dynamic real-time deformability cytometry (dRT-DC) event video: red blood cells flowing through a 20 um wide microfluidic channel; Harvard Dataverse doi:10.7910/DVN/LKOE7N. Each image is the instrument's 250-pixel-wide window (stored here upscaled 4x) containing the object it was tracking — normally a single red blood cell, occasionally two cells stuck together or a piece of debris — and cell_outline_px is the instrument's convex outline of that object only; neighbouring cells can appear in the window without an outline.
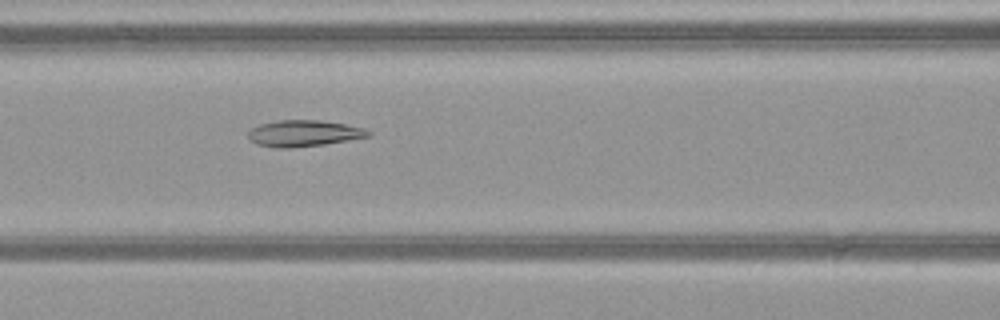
{"species": "common noctule bat (a hibernating species)", "species_latin": "Nyctalus noctula", "temperature_condition": "warm", "stored_images_in_passage": 38, "camera_frame_rate_fps": 3000, "um_per_image_px": 0.085, "animal": {"sex": "female", "body_mass_g": 21.9}, "frame": {"image": 1, "passage_image": 11, "time_ms": 3.333, "image_size_px": [1000, 320], "cell_outline_px": [[372, 132], [368, 136], [348, 140], [324, 144], [292, 148], [272, 148], [256, 144], [248, 136], [248, 132], [252, 128], [260, 124], [280, 120], [320, 120], [344, 124], [364, 128]], "centroid_in_image_um": [25.8, 11.34], "position_along_channel_um": 140.8, "area_um2": 18.32}}
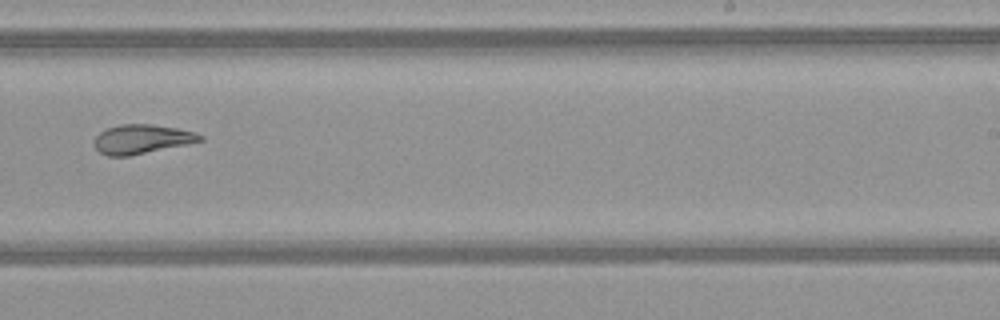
{"frame": {"image": 2, "passage_image": 21, "time_ms": 6.667, "image_size_px": [1000, 320], "cell_outline_px": [[204, 140], [128, 156], [108, 156], [100, 152], [92, 144], [96, 136], [100, 132], [108, 128], [120, 124], [152, 124], [176, 128], [192, 132], [204, 136]], "centroid_in_image_um": [12.0, 11.82], "position_along_channel_um": 277.0, "area_um2": 17.74}}
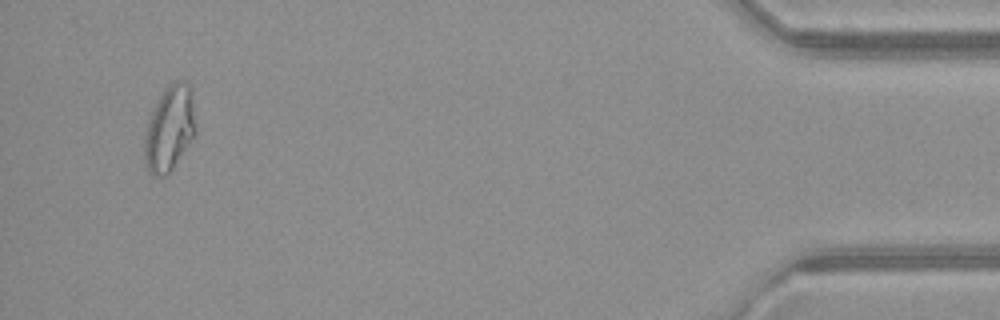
{"frame": {"image": 3, "passage_image": 37, "time_ms": 12.0, "image_size_px": [1000, 320], "cell_outline_px": [[196, 136], [172, 168], [164, 176], [152, 176], [144, 164], [144, 136], [148, 120], [164, 88], [172, 80], [184, 80], [192, 88], [196, 128]], "centroid_in_image_um": [14.43, 10.9], "position_along_channel_um": 420.8, "area_um2": 25.89}}